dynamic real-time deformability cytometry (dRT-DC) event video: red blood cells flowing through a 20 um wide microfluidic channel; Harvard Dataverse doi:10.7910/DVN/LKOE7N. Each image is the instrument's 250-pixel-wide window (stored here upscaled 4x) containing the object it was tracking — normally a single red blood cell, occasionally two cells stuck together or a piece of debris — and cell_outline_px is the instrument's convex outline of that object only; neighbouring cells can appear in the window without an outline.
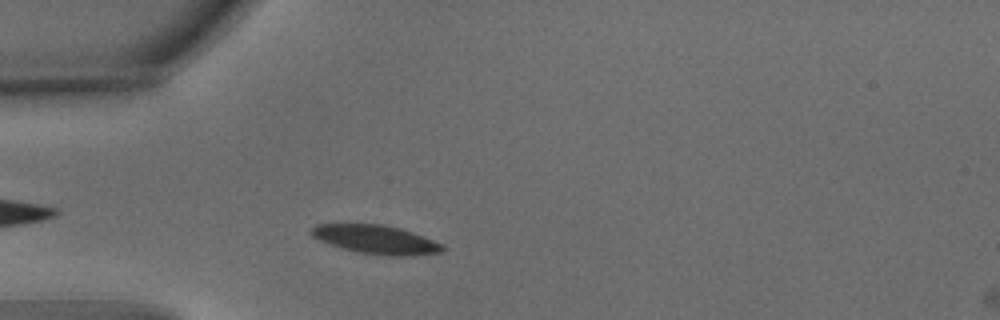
{"species": "common noctule bat (a hibernating species)", "species_latin": "Nyctalus noctula", "temperature_condition": "warm", "stored_images_in_passage": 6, "camera_frame_rate_fps": 3000, "um_per_image_px": 0.085, "animal": {"sex": "male", "body_mass_g": 15.6}, "frame": {"image": 1, "passage_image": 5, "time_ms": 1.333, "image_size_px": [1000, 320], "cell_outline_px": [[448, 248], [440, 252], [416, 256], [388, 256], [356, 252], [328, 244], [312, 236], [308, 232], [316, 224], [384, 224], [400, 228], [424, 236], [444, 244]], "centroid_in_image_um": [31.99, 20.37], "position_along_channel_um": 53.0, "area_um2": 22.31}}